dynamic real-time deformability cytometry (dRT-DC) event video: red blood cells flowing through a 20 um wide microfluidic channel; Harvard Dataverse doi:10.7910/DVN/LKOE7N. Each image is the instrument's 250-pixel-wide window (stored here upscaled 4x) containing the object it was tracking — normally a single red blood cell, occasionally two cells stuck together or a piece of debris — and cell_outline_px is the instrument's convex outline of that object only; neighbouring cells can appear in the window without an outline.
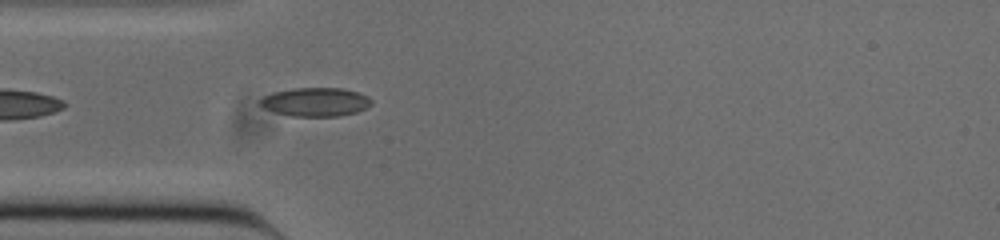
{"species": "common noctule bat (a hibernating species)", "species_latin": "Nyctalus noctula", "temperature_condition": "cold", "stored_images_in_passage": 41, "camera_frame_rate_fps": 3000, "um_per_image_px": 0.085, "animal": {"sex": "male", "body_mass_g": 20.0, "forearm_length_mm": 53.3}, "frame": {"image": 1, "passage_image": 3, "time_ms": 0.667, "image_size_px": [1000, 240], "cell_outline_px": [[372, 104], [356, 112], [340, 116], [292, 116], [276, 112], [264, 108], [260, 104], [260, 100], [264, 96], [272, 92], [292, 88], [340, 88], [356, 92], [368, 96], [372, 100]], "centroid_in_image_um": [26.81, 8.66], "position_along_channel_um": 58.2, "area_um2": 18.5}}
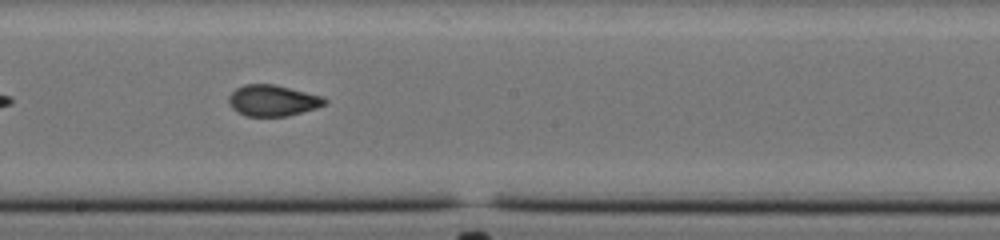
{"frame": {"image": 2, "passage_image": 16, "time_ms": 5.0, "image_size_px": [1000, 240], "cell_outline_px": [[328, 100], [324, 104], [316, 108], [288, 116], [244, 116], [236, 112], [232, 108], [228, 100], [228, 96], [236, 88], [244, 84], [272, 84], [324, 96]], "centroid_in_image_um": [23.16, 8.55], "position_along_channel_um": 225.0, "area_um2": 17.46}}
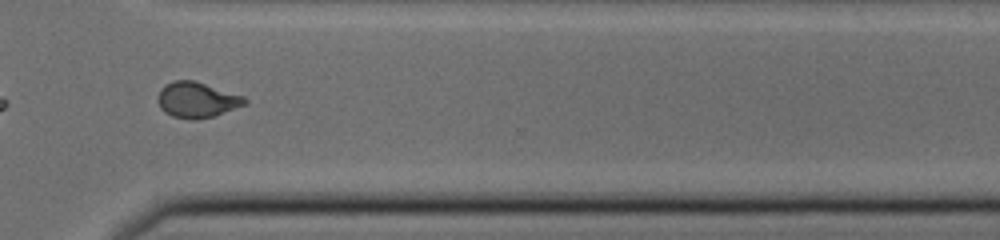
{"frame": {"image": 3, "passage_image": 26, "time_ms": 8.333, "image_size_px": [1000, 240], "cell_outline_px": [[248, 104], [212, 116], [196, 120], [192, 120], [172, 116], [164, 112], [160, 108], [160, 88], [176, 80], [196, 80], [244, 96], [248, 100]], "centroid_in_image_um": [16.79, 8.49], "position_along_channel_um": 353.8, "area_um2": 17.92}, "authors_computed_cell_mechanics": {"area_um2": 17.5134, "velocity_mm_per_s": 3.8617, "shape_relaxation_time_tau1_ms": null, "shape_relaxation_time_tau2_ms": 1.3915, "deformation_change_tau1": null, "deformation_change_tau2": 0.068}}